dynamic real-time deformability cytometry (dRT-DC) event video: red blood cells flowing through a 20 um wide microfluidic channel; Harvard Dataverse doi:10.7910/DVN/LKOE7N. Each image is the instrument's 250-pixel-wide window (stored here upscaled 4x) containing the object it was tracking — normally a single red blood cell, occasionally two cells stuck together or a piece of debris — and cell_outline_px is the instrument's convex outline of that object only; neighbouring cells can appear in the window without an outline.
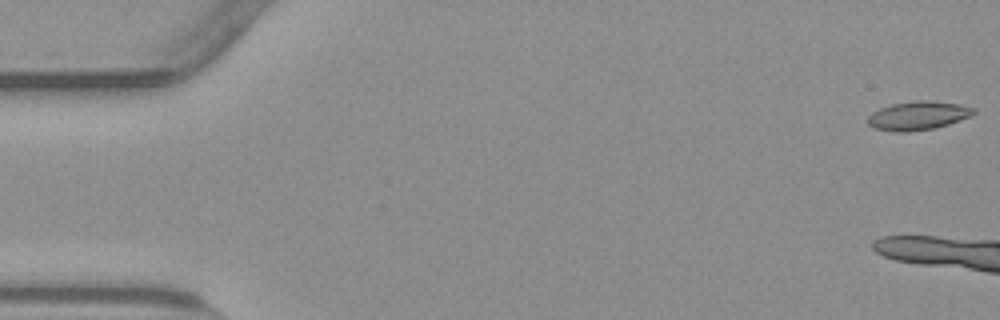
{"species": "common noctule bat (a hibernating species)", "species_latin": "Nyctalus noctula", "temperature_condition": "warm", "stored_images_in_passage": 12, "camera_frame_rate_fps": 3000, "um_per_image_px": 0.085, "animal": {"sex": "male", "body_mass_g": 23.1, "forearm_length_mm": 52.7}, "frame": {"image": 1, "passage_image": 1, "time_ms": 0.0, "image_size_px": [1000, 320], "cell_outline_px": [[976, 112], [972, 116], [948, 124], [932, 128], [908, 132], [892, 132], [872, 128], [868, 124], [868, 116], [872, 112], [880, 108], [892, 104], [916, 100], [924, 100], [960, 104], [976, 108]], "centroid_in_image_um": [78.02, 9.83], "position_along_channel_um": 7.0, "area_um2": 17.8}}